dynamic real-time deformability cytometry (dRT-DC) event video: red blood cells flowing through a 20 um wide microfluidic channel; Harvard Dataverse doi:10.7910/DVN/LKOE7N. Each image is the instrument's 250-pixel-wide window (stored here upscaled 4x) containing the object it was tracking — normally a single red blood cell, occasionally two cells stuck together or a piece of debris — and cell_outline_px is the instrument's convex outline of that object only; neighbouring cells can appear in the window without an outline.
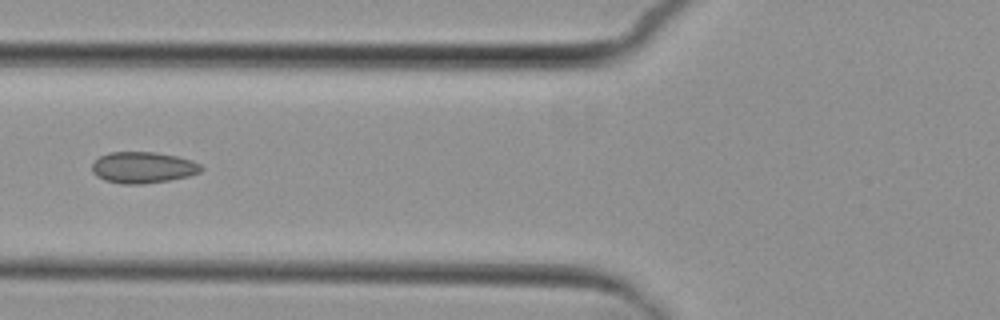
{"species": "common noctule bat (a hibernating species)", "species_latin": "Nyctalus noctula", "temperature_condition": "cold", "stored_images_in_passage": 7, "camera_frame_rate_fps": 3000, "um_per_image_px": 0.085, "animal": {"sex": "female", "body_mass_g": 29.2, "forearm_length_mm": 56.3}, "frame": {"image": 1, "passage_image": 7, "time_ms": 7.0, "image_size_px": [1000, 320], "cell_outline_px": [[204, 168], [200, 172], [188, 176], [168, 180], [144, 184], [120, 184], [104, 180], [96, 176], [92, 172], [92, 164], [100, 156], [108, 152], [156, 152], [176, 156], [192, 160], [200, 164]], "centroid_in_image_um": [12.14, 14.24], "position_along_channel_um": 113.7, "area_um2": 20.0}}